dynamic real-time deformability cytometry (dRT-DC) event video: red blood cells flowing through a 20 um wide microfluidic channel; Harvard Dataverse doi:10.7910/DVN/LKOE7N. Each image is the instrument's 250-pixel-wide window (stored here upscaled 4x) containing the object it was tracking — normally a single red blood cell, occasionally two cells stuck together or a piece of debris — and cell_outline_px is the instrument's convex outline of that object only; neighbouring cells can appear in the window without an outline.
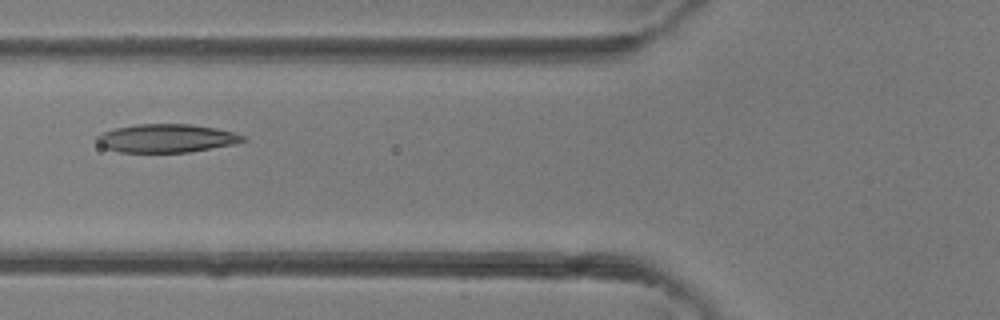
{"species": "common noctule bat (a hibernating species)", "species_latin": "Nyctalus noctula", "temperature_condition": "room temperature", "stored_images_in_passage": 5, "camera_frame_rate_fps": 3000, "um_per_image_px": 0.085, "animal": {"sex": "female"}, "frame": {"image": 1, "passage_image": 5, "time_ms": 1.333, "image_size_px": [1000, 320], "cell_outline_px": [[248, 140], [232, 144], [188, 152], [120, 152], [108, 148], [100, 144], [96, 140], [96, 136], [104, 132], [116, 128], [136, 124], [192, 124], [216, 128], [232, 132], [244, 136]], "centroid_in_image_um": [14.16, 11.74], "position_along_channel_um": 111.6, "area_um2": 23.81}}